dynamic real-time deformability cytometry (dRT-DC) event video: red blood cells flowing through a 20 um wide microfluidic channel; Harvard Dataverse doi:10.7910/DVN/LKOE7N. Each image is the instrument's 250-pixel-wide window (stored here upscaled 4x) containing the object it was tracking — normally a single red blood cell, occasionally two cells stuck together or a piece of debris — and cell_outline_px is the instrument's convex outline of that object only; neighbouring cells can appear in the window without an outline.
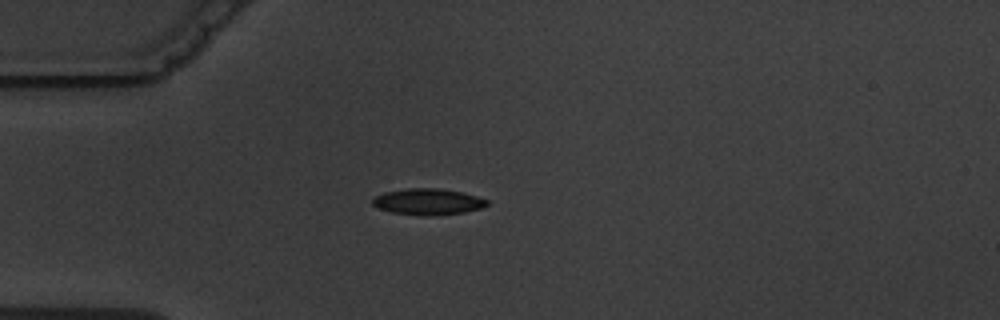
{"species": "common noctule bat (a hibernating species)", "species_latin": "Nyctalus noctula", "temperature_condition": "warm", "stored_images_in_passage": 9, "camera_frame_rate_fps": 3000, "um_per_image_px": 0.085, "animal": {"sex": "male", "body_mass_g": 19.5, "forearm_length_mm": 54.6}, "frame": {"image": 1, "passage_image": 1, "time_ms": 0.0, "image_size_px": [1000, 320], "cell_outline_px": [[488, 204], [480, 208], [464, 212], [424, 216], [392, 212], [380, 208], [372, 204], [372, 200], [376, 196], [384, 192], [408, 188], [440, 188], [460, 192], [476, 196], [488, 200]], "centroid_in_image_um": [36.36, 17.14], "position_along_channel_um": 48.6, "area_um2": 17.22}}